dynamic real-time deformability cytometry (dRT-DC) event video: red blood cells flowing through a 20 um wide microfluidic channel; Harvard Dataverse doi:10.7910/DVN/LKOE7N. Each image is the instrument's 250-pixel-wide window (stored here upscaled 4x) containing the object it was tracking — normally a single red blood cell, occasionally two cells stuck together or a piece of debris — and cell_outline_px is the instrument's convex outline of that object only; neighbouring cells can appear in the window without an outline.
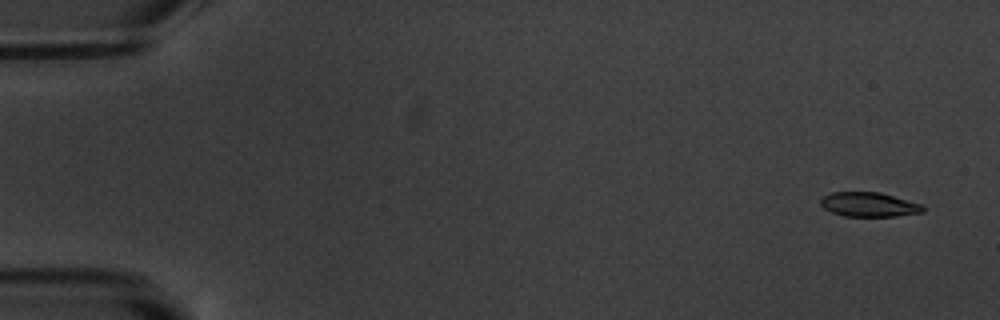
{"species": "common noctule bat (a hibernating species)", "species_latin": "Nyctalus noctula", "temperature_condition": "warm", "stored_images_in_passage": 16, "camera_frame_rate_fps": 3000, "um_per_image_px": 0.085, "animal": {"sex": "male", "body_mass_g": 20.1, "forearm_length_mm": 53.5}, "frame": {"image": 1, "passage_image": 1, "time_ms": 0.0, "image_size_px": [1000, 320], "cell_outline_px": [[924, 212], [896, 216], [844, 216], [832, 212], [824, 208], [820, 204], [820, 200], [824, 196], [832, 192], [880, 192], [920, 204], [924, 208]], "centroid_in_image_um": [73.84, 17.38], "position_along_channel_um": 11.2, "area_um2": 14.39}}
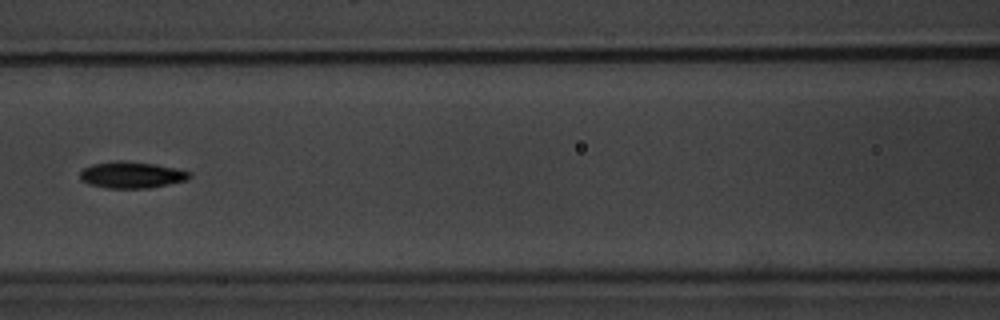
{"frame": {"image": 2, "passage_image": 7, "time_ms": 8.0, "image_size_px": [1000, 320], "cell_outline_px": [[192, 176], [188, 180], [148, 188], [104, 188], [88, 184], [80, 180], [80, 172], [84, 168], [92, 164], [112, 160], [124, 160], [156, 164], [176, 168], [192, 172]], "centroid_in_image_um": [11.18, 14.86], "position_along_channel_um": 155.4, "area_um2": 17.22}}
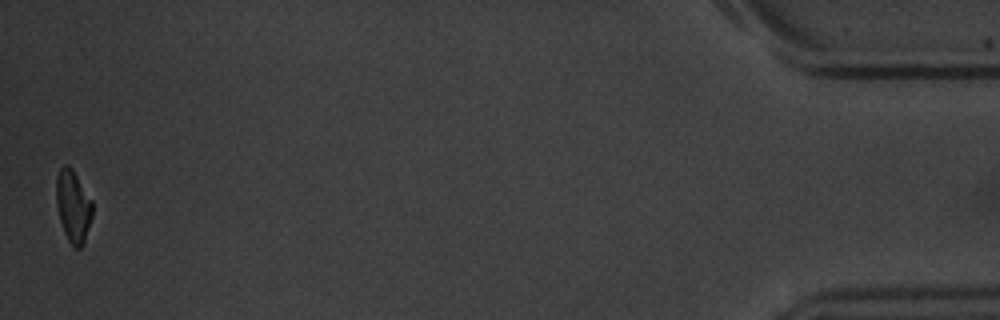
{"frame": {"image": 3, "passage_image": 16, "time_ms": 18.333, "image_size_px": [1000, 320], "cell_outline_px": [[92, 216], [84, 244], [80, 248], [72, 248], [64, 232], [60, 220], [56, 204], [56, 176], [60, 168], [64, 164], [68, 164], [72, 168], [92, 200]], "centroid_in_image_um": [6.21, 17.53], "position_along_channel_um": 429.0, "area_um2": 15.37}, "authors_computed_cell_mechanics": {"area_um2": 15.7505, "velocity_mm_per_s": 3.4949, "shape_relaxation_time_tau1_ms": 2.339, "shape_relaxation_time_tau2_ms": 2.9031, "deformation_change_tau1": 0.1133, "deformation_change_tau2": 0.0695}}